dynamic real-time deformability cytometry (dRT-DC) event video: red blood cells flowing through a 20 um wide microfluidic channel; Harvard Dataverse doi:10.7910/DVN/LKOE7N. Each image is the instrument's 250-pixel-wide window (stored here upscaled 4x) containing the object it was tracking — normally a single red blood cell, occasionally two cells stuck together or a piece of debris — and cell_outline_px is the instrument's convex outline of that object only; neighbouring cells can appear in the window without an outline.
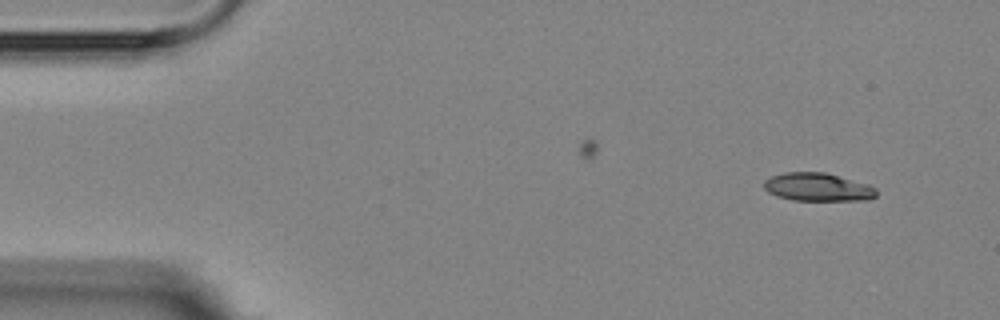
{"species": "Egyptian fruit bat (a non-hibernating species)", "species_latin": "Rousettus aegyptiacus", "temperature_condition": "room temperature", "stored_images_in_passage": 5, "camera_frame_rate_fps": 3000, "um_per_image_px": 0.085, "animal": {"sex": "female"}, "frame": {"image": 1, "passage_image": 1, "time_ms": 0.0, "image_size_px": [1000, 320], "cell_outline_px": [[876, 196], [868, 200], [792, 200], [776, 196], [768, 192], [764, 188], [764, 180], [772, 176], [784, 172], [824, 172], [868, 184], [876, 188]], "centroid_in_image_um": [69.49, 15.9], "position_along_channel_um": 15.5, "area_um2": 18.44}}
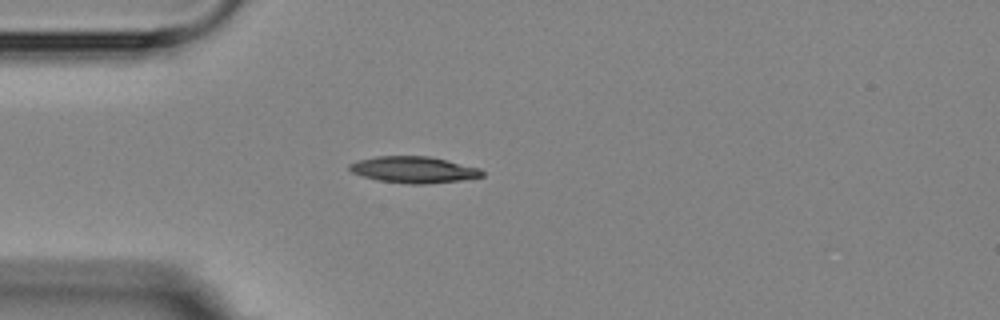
{"frame": {"image": 2, "passage_image": 4, "time_ms": 3.333, "image_size_px": [1000, 320], "cell_outline_px": [[484, 176], [460, 180], [424, 184], [408, 184], [376, 180], [352, 172], [348, 168], [348, 164], [356, 160], [376, 156], [428, 156], [448, 160], [480, 168], [484, 172]], "centroid_in_image_um": [35.15, 14.42], "position_along_channel_um": 49.9, "area_um2": 20.52}}